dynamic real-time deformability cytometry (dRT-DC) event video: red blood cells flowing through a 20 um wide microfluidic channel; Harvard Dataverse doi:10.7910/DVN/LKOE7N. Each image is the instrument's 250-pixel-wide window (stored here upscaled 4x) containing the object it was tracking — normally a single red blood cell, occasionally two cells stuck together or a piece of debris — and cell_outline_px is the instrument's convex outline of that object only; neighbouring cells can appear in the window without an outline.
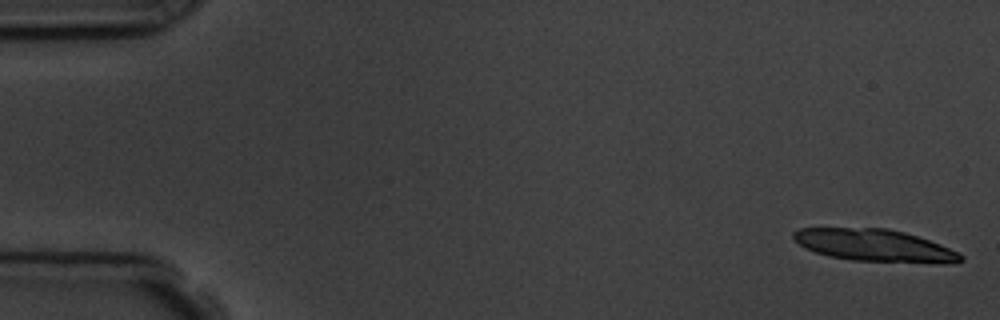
{"species": "common noctule bat (a hibernating species)", "species_latin": "Nyctalus noctula", "temperature_condition": "room temperature", "stored_images_in_passage": 7, "camera_frame_rate_fps": 3000, "um_per_image_px": 0.085, "animal": {"sex": "male", "body_mass_g": 19.5, "forearm_length_mm": 54.6}, "frame": {"image": 1, "passage_image": 1, "time_ms": 0.0, "image_size_px": [1000, 320], "cell_outline_px": [[964, 260], [944, 264], [936, 264], [852, 260], [828, 256], [804, 248], [792, 240], [792, 232], [800, 228], [888, 228], [904, 232], [940, 244], [960, 252], [964, 256]], "centroid_in_image_um": [74.35, 20.87], "position_along_channel_um": 10.7, "area_um2": 31.79}}
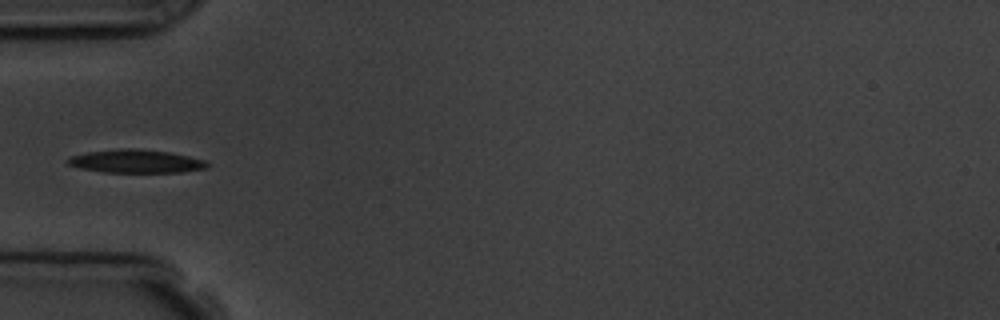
{"frame": {"image": 2, "passage_image": 6, "time_ms": 5.667, "image_size_px": [1000, 320], "cell_outline_px": [[208, 168], [180, 172], [104, 172], [80, 168], [68, 164], [64, 160], [68, 156], [88, 152], [120, 148], [136, 148], [168, 152], [188, 156], [204, 160], [208, 164]], "centroid_in_image_um": [11.5, 13.7], "position_along_channel_um": 73.5, "area_um2": 18.9}}